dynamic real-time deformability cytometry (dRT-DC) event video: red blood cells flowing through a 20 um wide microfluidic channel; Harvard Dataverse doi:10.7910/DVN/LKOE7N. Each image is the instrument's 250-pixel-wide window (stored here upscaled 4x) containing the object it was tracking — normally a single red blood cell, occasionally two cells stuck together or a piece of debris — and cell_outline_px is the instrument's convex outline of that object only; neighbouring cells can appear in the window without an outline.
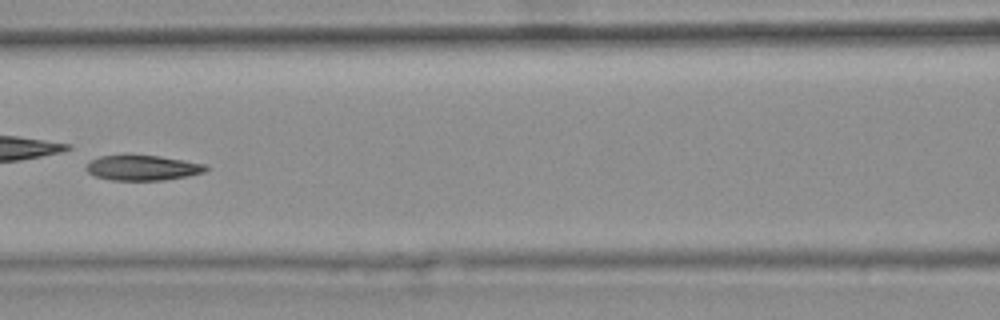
{"species": "common noctule bat (a hibernating species)", "species_latin": "Nyctalus noctula", "temperature_condition": "warm", "stored_images_in_passage": 8, "camera_frame_rate_fps": 3000, "um_per_image_px": 0.085, "animal": {"sex": "female", "body_mass_g": 25.1}, "frame": {"image": 1, "passage_image": 6, "time_ms": 1.667, "image_size_px": [1000, 320], "cell_outline_px": [[208, 168], [204, 172], [188, 176], [164, 180], [112, 180], [96, 176], [88, 172], [84, 168], [92, 160], [100, 156], [124, 152], [160, 156], [208, 164]], "centroid_in_image_um": [12.11, 14.22], "position_along_channel_um": 154.5, "area_um2": 18.21}}